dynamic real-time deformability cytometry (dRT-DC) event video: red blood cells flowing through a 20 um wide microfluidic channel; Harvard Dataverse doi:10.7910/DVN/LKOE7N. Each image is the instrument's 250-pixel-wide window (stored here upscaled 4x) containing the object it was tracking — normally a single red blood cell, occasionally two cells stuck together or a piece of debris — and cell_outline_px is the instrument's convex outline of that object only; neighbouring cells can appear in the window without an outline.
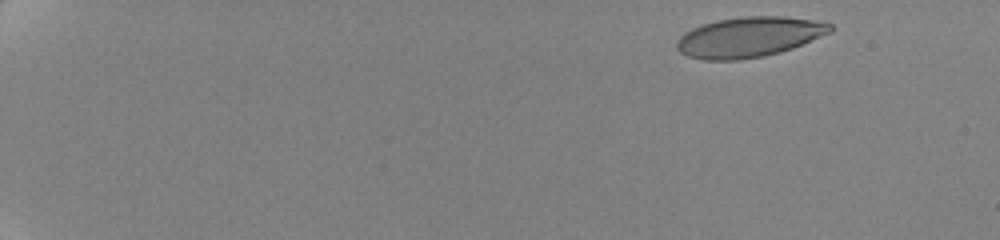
{"species": "human", "species_latin": "Homo sapiens", "temperature_condition": "cold", "stored_images_in_passage": 32, "camera_frame_rate_fps": 3000, "um_per_image_px": 0.085, "donor": {"sex": "female"}, "frame": {"image": 1, "passage_image": 1, "time_ms": 0.0, "image_size_px": [1000, 240], "cell_outline_px": [[832, 32], [792, 48], [780, 52], [764, 56], [736, 60], [704, 60], [688, 56], [680, 52], [676, 48], [676, 40], [684, 32], [692, 28], [716, 20], [744, 16], [784, 16], [812, 20], [832, 24]], "centroid_in_image_um": [63.65, 3.15], "position_along_channel_um": 21.4, "area_um2": 35.95}}
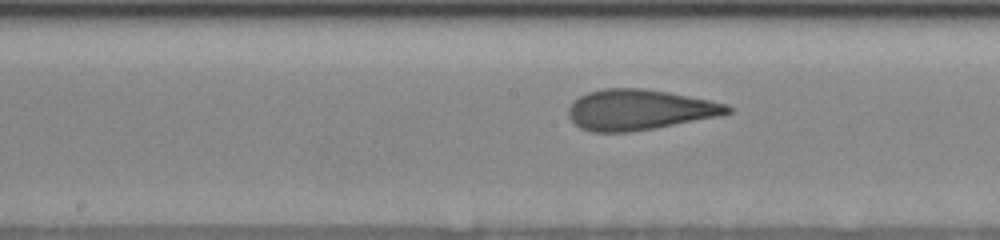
{"frame": {"image": 2, "passage_image": 17, "time_ms": 9.333, "image_size_px": [1000, 240], "cell_outline_px": [[732, 112], [720, 116], [632, 132], [592, 132], [580, 128], [568, 116], [568, 108], [580, 96], [588, 92], [604, 88], [644, 88], [668, 92], [728, 104], [732, 108]], "centroid_in_image_um": [54.35, 9.33], "position_along_channel_um": 193.9, "area_um2": 37.45}}
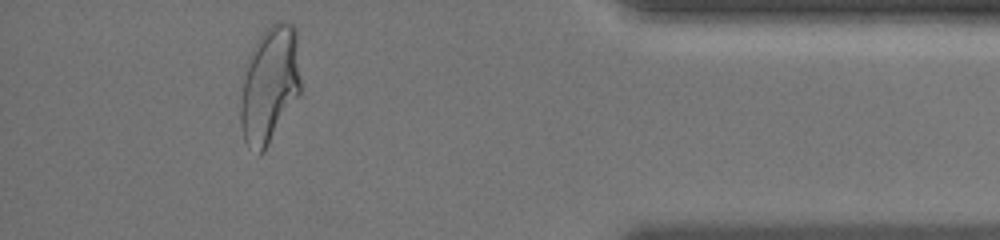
{"frame": {"image": 3, "passage_image": 30, "time_ms": 16.333, "image_size_px": [1000, 240], "cell_outline_px": [[300, 92], [264, 152], [260, 152], [248, 148], [244, 140], [240, 124], [240, 104], [244, 64], [256, 40], [272, 24], [280, 20], [292, 24], [296, 28], [300, 76]], "centroid_in_image_um": [22.89, 7.18], "position_along_channel_um": 412.3, "area_um2": 41.04}, "authors_computed_cell_mechanics": {"area_um2": 37.4544, "velocity_mm_per_s": 3.5293, "shape_relaxation_time_tau1_ms": 7.1691, "shape_relaxation_time_tau2_ms": 1.172, "deformation_change_tau1": 0.2318, "deformation_change_tau2": 0.0796}}